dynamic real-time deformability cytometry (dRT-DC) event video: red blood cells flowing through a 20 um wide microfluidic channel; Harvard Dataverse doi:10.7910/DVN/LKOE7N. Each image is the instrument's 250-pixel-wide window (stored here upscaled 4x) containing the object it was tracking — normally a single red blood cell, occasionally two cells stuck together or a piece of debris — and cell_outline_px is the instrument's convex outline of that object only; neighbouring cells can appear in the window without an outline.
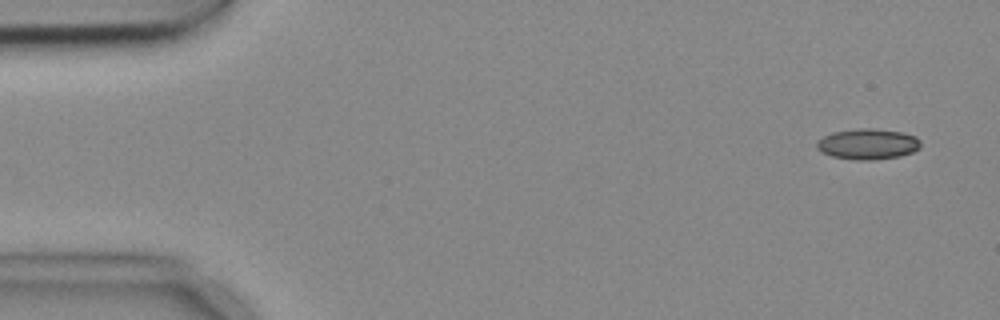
{"species": "common noctule bat (a hibernating species)", "species_latin": "Nyctalus noctula", "temperature_condition": "cold", "stored_images_in_passage": 8, "camera_frame_rate_fps": 3000, "um_per_image_px": 0.085, "animal": {"sex": "female", "body_mass_g": 18.4}, "frame": {"image": 1, "passage_image": 1, "time_ms": 0.0, "image_size_px": [1000, 320], "cell_outline_px": [[920, 148], [912, 152], [900, 156], [872, 160], [856, 160], [832, 156], [820, 152], [816, 148], [816, 140], [832, 132], [856, 128], [872, 128], [900, 132], [916, 136], [920, 140]], "centroid_in_image_um": [73.73, 12.24], "position_along_channel_um": 11.3, "area_um2": 18.73}}
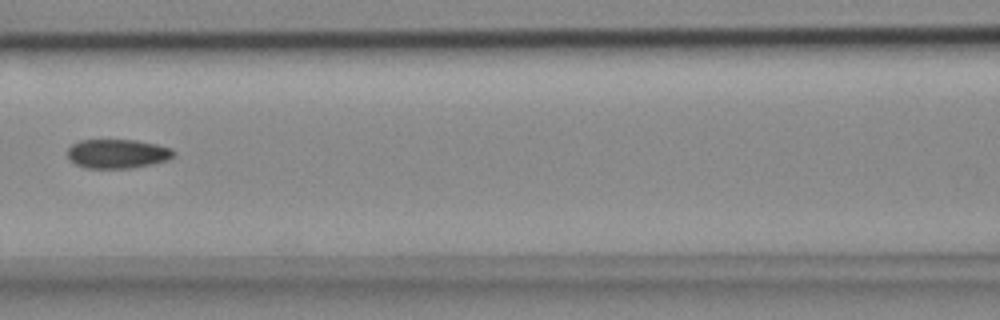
{"frame": {"image": 2, "passage_image": 7, "time_ms": 2.0, "image_size_px": [1000, 320], "cell_outline_px": [[176, 152], [168, 160], [152, 164], [132, 168], [84, 168], [68, 160], [68, 148], [72, 144], [80, 140], [136, 140], [156, 144], [172, 148]], "centroid_in_image_um": [9.97, 13.07], "position_along_channel_um": 156.6, "area_um2": 18.15}}
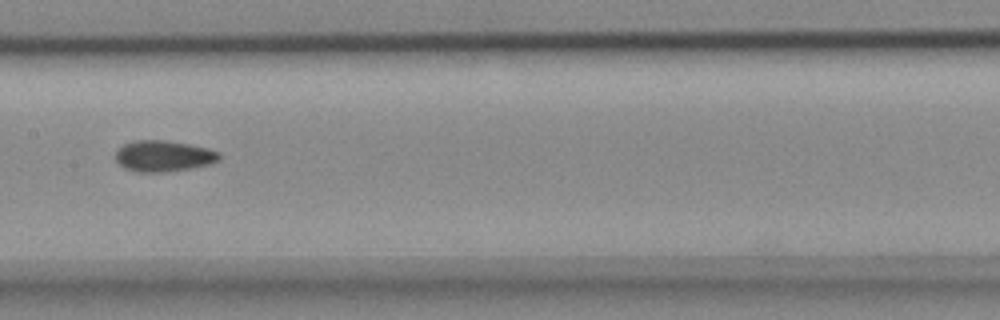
{"frame": {"image": 3, "passage_image": 8, "time_ms": 2.333, "image_size_px": [1000, 320], "cell_outline_px": [[220, 160], [212, 164], [192, 168], [160, 172], [136, 172], [124, 168], [116, 160], [116, 148], [124, 144], [136, 140], [168, 140], [208, 148], [220, 152]], "centroid_in_image_um": [13.91, 13.26], "position_along_channel_um": 193.5, "area_um2": 18.96}}